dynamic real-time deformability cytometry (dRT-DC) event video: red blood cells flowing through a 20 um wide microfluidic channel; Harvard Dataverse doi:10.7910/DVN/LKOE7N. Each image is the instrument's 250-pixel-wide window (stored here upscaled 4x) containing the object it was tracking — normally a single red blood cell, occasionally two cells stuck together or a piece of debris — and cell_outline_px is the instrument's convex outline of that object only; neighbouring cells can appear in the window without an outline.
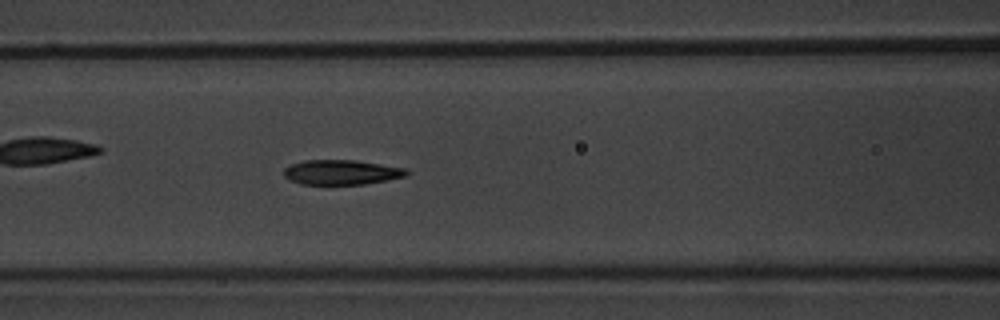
{"species": "common noctule bat (a hibernating species)", "species_latin": "Nyctalus noctula", "temperature_condition": "warm", "stored_images_in_passage": 53, "camera_frame_rate_fps": 3000, "um_per_image_px": 0.085, "animal": {"sex": "male", "body_mass_g": 20.1, "forearm_length_mm": 53.5}, "frame": {"image": 1, "passage_image": 23, "time_ms": 7.333, "image_size_px": [1000, 320], "cell_outline_px": [[408, 176], [388, 180], [364, 184], [300, 184], [288, 180], [284, 176], [284, 168], [292, 164], [304, 160], [356, 160], [408, 168]], "centroid_in_image_um": [29.05, 14.64], "position_along_channel_um": 137.6, "area_um2": 17.92}}
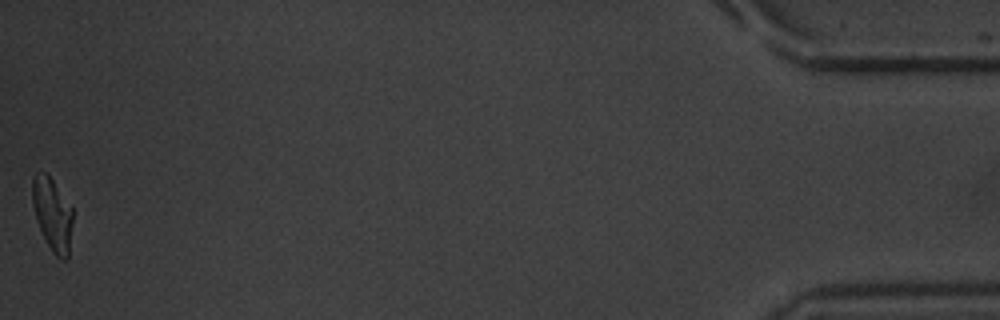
{"frame": {"image": 2, "passage_image": 53, "time_ms": 17.333, "image_size_px": [1000, 320], "cell_outline_px": [[72, 224], [68, 260], [60, 260], [52, 252], [36, 220], [32, 204], [32, 176], [36, 172], [44, 172], [52, 180], [72, 208]], "centroid_in_image_um": [4.45, 18.23], "position_along_channel_um": 430.8, "area_um2": 17.05}, "authors_computed_cell_mechanics": {"area_um2": 18.1492, "velocity_mm_per_s": 3.842, "shape_relaxation_time_tau1_ms": 2.9157, "shape_relaxation_time_tau2_ms": 1.8495, "deformation_change_tau1": 0.1508, "deformation_change_tau2": 0.0903}}